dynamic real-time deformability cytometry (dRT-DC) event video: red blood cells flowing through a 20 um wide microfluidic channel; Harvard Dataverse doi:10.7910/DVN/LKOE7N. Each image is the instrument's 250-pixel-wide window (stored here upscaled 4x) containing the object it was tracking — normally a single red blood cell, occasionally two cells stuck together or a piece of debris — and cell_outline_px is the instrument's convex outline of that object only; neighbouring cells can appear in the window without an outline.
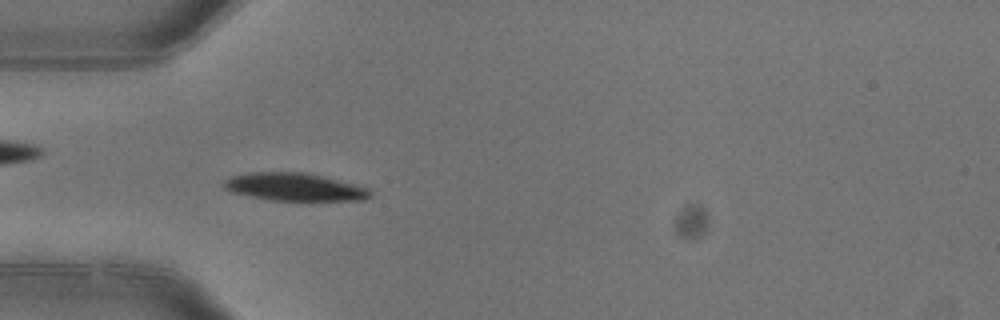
{"species": "common noctule bat (a hibernating species)", "species_latin": "Nyctalus noctula", "temperature_condition": "warm", "stored_images_in_passage": 4, "camera_frame_rate_fps": 3000, "um_per_image_px": 0.085, "animal": {"sex": "female"}, "frame": {"image": 1, "passage_image": 3, "time_ms": 0.667, "image_size_px": [1000, 320], "cell_outline_px": [[372, 196], [364, 200], [268, 200], [228, 192], [224, 188], [224, 180], [232, 176], [252, 172], [308, 172], [356, 184], [368, 188], [372, 192]], "centroid_in_image_um": [25.03, 15.89], "position_along_channel_um": 60.0, "area_um2": 23.93}}